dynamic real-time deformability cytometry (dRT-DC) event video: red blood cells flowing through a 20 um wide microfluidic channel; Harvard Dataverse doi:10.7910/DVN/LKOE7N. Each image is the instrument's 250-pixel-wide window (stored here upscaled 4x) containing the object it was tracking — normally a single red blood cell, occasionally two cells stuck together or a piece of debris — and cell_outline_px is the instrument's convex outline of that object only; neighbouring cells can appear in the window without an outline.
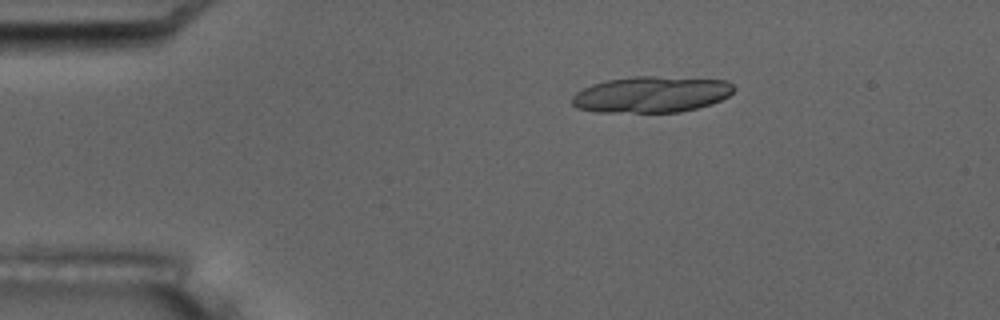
{"species": "common noctule bat (a hibernating species)", "species_latin": "Nyctalus noctula", "temperature_condition": "room temperature", "stored_images_in_passage": 6, "camera_frame_rate_fps": 3000, "um_per_image_px": 0.085, "animal": {"sex": "male", "body_mass_g": 17.5, "forearm_length_mm": 52.3}, "frame": {"image": 1, "passage_image": 3, "time_ms": 2.333, "image_size_px": [1000, 320], "cell_outline_px": [[736, 88], [728, 96], [712, 104], [680, 112], [596, 112], [576, 108], [572, 104], [572, 96], [576, 92], [592, 84], [608, 80], [632, 76], [656, 76], [728, 80]], "centroid_in_image_um": [55.37, 8.02], "position_along_channel_um": 29.6, "area_um2": 34.28}}